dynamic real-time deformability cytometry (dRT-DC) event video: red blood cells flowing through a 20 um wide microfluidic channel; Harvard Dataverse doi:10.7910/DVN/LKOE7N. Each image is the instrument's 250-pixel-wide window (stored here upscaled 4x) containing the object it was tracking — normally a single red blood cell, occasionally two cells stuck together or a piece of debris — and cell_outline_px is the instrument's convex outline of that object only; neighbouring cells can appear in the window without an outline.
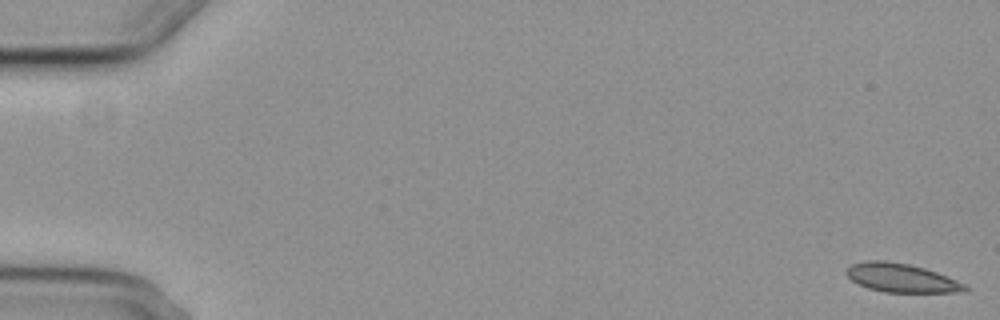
{"species": "common noctule bat (a hibernating species)", "species_latin": "Nyctalus noctula", "temperature_condition": "cold", "stored_images_in_passage": 5, "camera_frame_rate_fps": 3000, "um_per_image_px": 0.085, "animal": {"sex": "female", "body_mass_g": 29.2, "forearm_length_mm": 56.3}, "frame": {"image": 1, "passage_image": 1, "time_ms": 0.0, "image_size_px": [1000, 320], "cell_outline_px": [[968, 288], [964, 292], [884, 292], [868, 288], [852, 280], [844, 272], [852, 264], [864, 260], [884, 260], [908, 264], [924, 268], [936, 272], [956, 280], [964, 284]], "centroid_in_image_um": [76.59, 23.61], "position_along_channel_um": 8.4, "area_um2": 19.65}}